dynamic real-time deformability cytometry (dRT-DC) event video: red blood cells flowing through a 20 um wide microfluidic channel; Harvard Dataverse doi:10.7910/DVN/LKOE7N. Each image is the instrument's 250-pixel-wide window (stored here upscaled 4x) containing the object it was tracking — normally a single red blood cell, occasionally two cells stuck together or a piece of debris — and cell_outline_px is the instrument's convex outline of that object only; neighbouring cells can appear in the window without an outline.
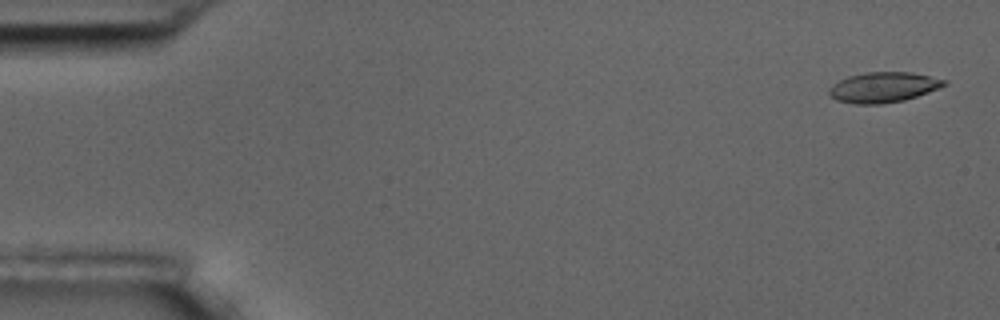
{"species": "common noctule bat (a hibernating species)", "species_latin": "Nyctalus noctula", "temperature_condition": "room temperature", "stored_images_in_passage": 57, "camera_frame_rate_fps": 3000, "um_per_image_px": 0.085, "animal": {"sex": "male", "body_mass_g": 17.5, "forearm_length_mm": 52.3}, "frame": {"image": 1, "passage_image": 2, "time_ms": 0.333, "image_size_px": [1000, 320], "cell_outline_px": [[948, 84], [928, 92], [904, 100], [880, 104], [856, 104], [836, 100], [828, 92], [828, 88], [832, 84], [848, 76], [868, 72], [912, 72], [948, 80]], "centroid_in_image_um": [75.09, 7.41], "position_along_channel_um": 9.9, "area_um2": 20.29}}
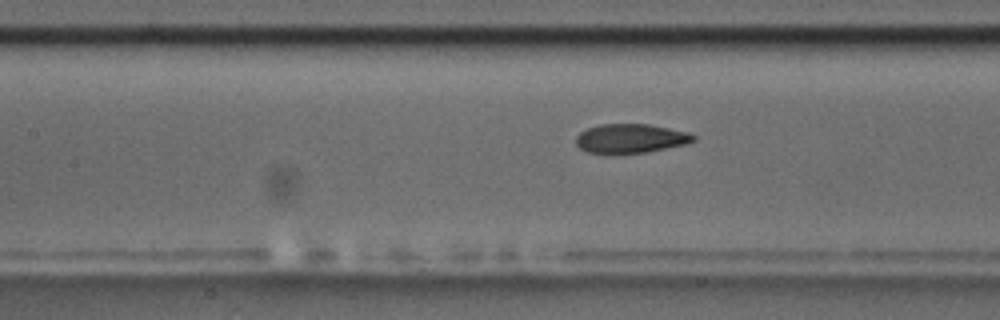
{"frame": {"image": 2, "passage_image": 25, "time_ms": 8.0, "image_size_px": [1000, 320], "cell_outline_px": [[696, 140], [688, 144], [648, 152], [588, 152], [580, 148], [576, 144], [576, 136], [580, 132], [588, 128], [600, 124], [648, 124], [688, 132], [696, 136]], "centroid_in_image_um": [53.65, 11.75], "position_along_channel_um": 153.8, "area_um2": 19.71}}
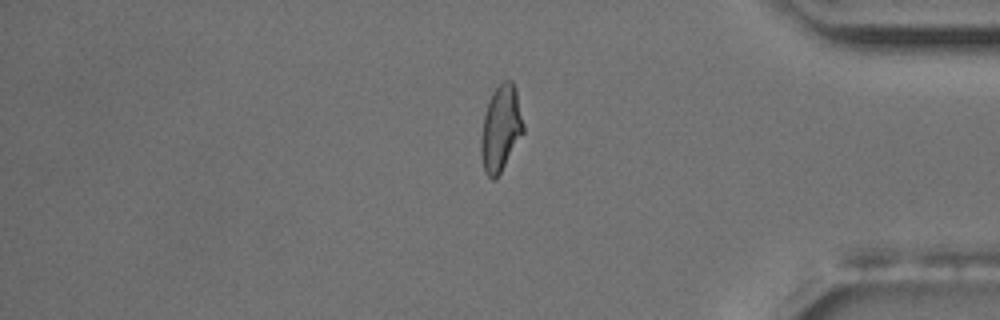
{"frame": {"image": 3, "passage_image": 47, "time_ms": 15.333, "image_size_px": [1000, 320], "cell_outline_px": [[524, 132], [496, 180], [492, 180], [484, 172], [480, 152], [480, 140], [484, 116], [492, 92], [504, 80], [512, 80], [516, 88], [524, 124]], "centroid_in_image_um": [42.57, 10.94], "position_along_channel_um": 392.6, "area_um2": 21.27}}